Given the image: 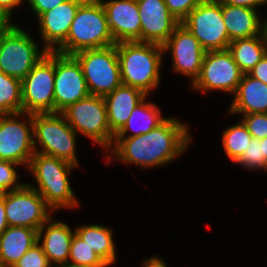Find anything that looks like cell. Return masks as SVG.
Instances as JSON below:
<instances>
[{
  "label": "cell",
  "mask_w": 267,
  "mask_h": 267,
  "mask_svg": "<svg viewBox=\"0 0 267 267\" xmlns=\"http://www.w3.org/2000/svg\"><path fill=\"white\" fill-rule=\"evenodd\" d=\"M188 128L185 123L169 116L157 128L146 134L114 138L108 152V161L114 157L116 161L145 169L170 164L187 150L192 141Z\"/></svg>",
  "instance_id": "6da1fadb"
},
{
  "label": "cell",
  "mask_w": 267,
  "mask_h": 267,
  "mask_svg": "<svg viewBox=\"0 0 267 267\" xmlns=\"http://www.w3.org/2000/svg\"><path fill=\"white\" fill-rule=\"evenodd\" d=\"M117 55L122 85L138 88L146 95L158 88L163 46L146 42H119Z\"/></svg>",
  "instance_id": "7a4b0ae2"
},
{
  "label": "cell",
  "mask_w": 267,
  "mask_h": 267,
  "mask_svg": "<svg viewBox=\"0 0 267 267\" xmlns=\"http://www.w3.org/2000/svg\"><path fill=\"white\" fill-rule=\"evenodd\" d=\"M76 167L63 159L35 152L27 170L33 175L37 186L26 184L35 189L54 212L61 208L78 207L79 200L68 178Z\"/></svg>",
  "instance_id": "3957f363"
},
{
  "label": "cell",
  "mask_w": 267,
  "mask_h": 267,
  "mask_svg": "<svg viewBox=\"0 0 267 267\" xmlns=\"http://www.w3.org/2000/svg\"><path fill=\"white\" fill-rule=\"evenodd\" d=\"M114 44L101 2L85 0L75 14L66 40L55 52L74 55L82 50L105 48Z\"/></svg>",
  "instance_id": "277c9868"
},
{
  "label": "cell",
  "mask_w": 267,
  "mask_h": 267,
  "mask_svg": "<svg viewBox=\"0 0 267 267\" xmlns=\"http://www.w3.org/2000/svg\"><path fill=\"white\" fill-rule=\"evenodd\" d=\"M33 133L35 152L79 166L76 154L77 133L62 113L33 114Z\"/></svg>",
  "instance_id": "5b68a950"
},
{
  "label": "cell",
  "mask_w": 267,
  "mask_h": 267,
  "mask_svg": "<svg viewBox=\"0 0 267 267\" xmlns=\"http://www.w3.org/2000/svg\"><path fill=\"white\" fill-rule=\"evenodd\" d=\"M41 51L25 30L9 23L0 34V71L22 81L48 52Z\"/></svg>",
  "instance_id": "8992f818"
},
{
  "label": "cell",
  "mask_w": 267,
  "mask_h": 267,
  "mask_svg": "<svg viewBox=\"0 0 267 267\" xmlns=\"http://www.w3.org/2000/svg\"><path fill=\"white\" fill-rule=\"evenodd\" d=\"M70 127L78 134L100 145L104 151L111 149L114 133L107 120V107L104 97L89 95L70 104L61 112Z\"/></svg>",
  "instance_id": "52a82bcc"
},
{
  "label": "cell",
  "mask_w": 267,
  "mask_h": 267,
  "mask_svg": "<svg viewBox=\"0 0 267 267\" xmlns=\"http://www.w3.org/2000/svg\"><path fill=\"white\" fill-rule=\"evenodd\" d=\"M73 56L81 64L90 95L104 97L122 85L117 43L105 48L82 50Z\"/></svg>",
  "instance_id": "ba28073f"
},
{
  "label": "cell",
  "mask_w": 267,
  "mask_h": 267,
  "mask_svg": "<svg viewBox=\"0 0 267 267\" xmlns=\"http://www.w3.org/2000/svg\"><path fill=\"white\" fill-rule=\"evenodd\" d=\"M55 51H48L21 81L22 112L54 113Z\"/></svg>",
  "instance_id": "9c48e42d"
},
{
  "label": "cell",
  "mask_w": 267,
  "mask_h": 267,
  "mask_svg": "<svg viewBox=\"0 0 267 267\" xmlns=\"http://www.w3.org/2000/svg\"><path fill=\"white\" fill-rule=\"evenodd\" d=\"M34 153L33 114H0V160L28 168Z\"/></svg>",
  "instance_id": "30bf717a"
},
{
  "label": "cell",
  "mask_w": 267,
  "mask_h": 267,
  "mask_svg": "<svg viewBox=\"0 0 267 267\" xmlns=\"http://www.w3.org/2000/svg\"><path fill=\"white\" fill-rule=\"evenodd\" d=\"M205 51L227 50L230 44L223 21L222 4L206 0L195 7L181 22Z\"/></svg>",
  "instance_id": "8fae6325"
},
{
  "label": "cell",
  "mask_w": 267,
  "mask_h": 267,
  "mask_svg": "<svg viewBox=\"0 0 267 267\" xmlns=\"http://www.w3.org/2000/svg\"><path fill=\"white\" fill-rule=\"evenodd\" d=\"M243 73L227 50L206 51L199 77L194 81L192 90L207 93L219 90L234 95Z\"/></svg>",
  "instance_id": "7c38bea8"
},
{
  "label": "cell",
  "mask_w": 267,
  "mask_h": 267,
  "mask_svg": "<svg viewBox=\"0 0 267 267\" xmlns=\"http://www.w3.org/2000/svg\"><path fill=\"white\" fill-rule=\"evenodd\" d=\"M5 214L8 226L39 230L54 211L44 198L26 183L16 191L4 193Z\"/></svg>",
  "instance_id": "4fadbf2b"
},
{
  "label": "cell",
  "mask_w": 267,
  "mask_h": 267,
  "mask_svg": "<svg viewBox=\"0 0 267 267\" xmlns=\"http://www.w3.org/2000/svg\"><path fill=\"white\" fill-rule=\"evenodd\" d=\"M90 95L81 64L73 55L55 52L54 113Z\"/></svg>",
  "instance_id": "5bb4252c"
},
{
  "label": "cell",
  "mask_w": 267,
  "mask_h": 267,
  "mask_svg": "<svg viewBox=\"0 0 267 267\" xmlns=\"http://www.w3.org/2000/svg\"><path fill=\"white\" fill-rule=\"evenodd\" d=\"M164 53L172 55V70L191 79V85L199 77L206 51L199 41L181 23L162 45Z\"/></svg>",
  "instance_id": "9a60e30c"
},
{
  "label": "cell",
  "mask_w": 267,
  "mask_h": 267,
  "mask_svg": "<svg viewBox=\"0 0 267 267\" xmlns=\"http://www.w3.org/2000/svg\"><path fill=\"white\" fill-rule=\"evenodd\" d=\"M104 8L108 28L115 41L141 42V20L137 0H99Z\"/></svg>",
  "instance_id": "2e32d148"
},
{
  "label": "cell",
  "mask_w": 267,
  "mask_h": 267,
  "mask_svg": "<svg viewBox=\"0 0 267 267\" xmlns=\"http://www.w3.org/2000/svg\"><path fill=\"white\" fill-rule=\"evenodd\" d=\"M141 20V42L163 45L180 22L164 0H137Z\"/></svg>",
  "instance_id": "e0dca14e"
},
{
  "label": "cell",
  "mask_w": 267,
  "mask_h": 267,
  "mask_svg": "<svg viewBox=\"0 0 267 267\" xmlns=\"http://www.w3.org/2000/svg\"><path fill=\"white\" fill-rule=\"evenodd\" d=\"M85 0H66L38 17L43 49L55 51L67 38L79 6Z\"/></svg>",
  "instance_id": "ac0fdd59"
},
{
  "label": "cell",
  "mask_w": 267,
  "mask_h": 267,
  "mask_svg": "<svg viewBox=\"0 0 267 267\" xmlns=\"http://www.w3.org/2000/svg\"><path fill=\"white\" fill-rule=\"evenodd\" d=\"M52 219L51 216L38 230V243L50 265L61 267L68 264L70 246L75 231H72L67 223L53 222Z\"/></svg>",
  "instance_id": "d6986e66"
},
{
  "label": "cell",
  "mask_w": 267,
  "mask_h": 267,
  "mask_svg": "<svg viewBox=\"0 0 267 267\" xmlns=\"http://www.w3.org/2000/svg\"><path fill=\"white\" fill-rule=\"evenodd\" d=\"M146 97L140 89L125 85L104 96L108 125L114 134L126 124L134 108Z\"/></svg>",
  "instance_id": "ffe728a7"
},
{
  "label": "cell",
  "mask_w": 267,
  "mask_h": 267,
  "mask_svg": "<svg viewBox=\"0 0 267 267\" xmlns=\"http://www.w3.org/2000/svg\"><path fill=\"white\" fill-rule=\"evenodd\" d=\"M228 114L267 113V85L243 74Z\"/></svg>",
  "instance_id": "44dd1931"
},
{
  "label": "cell",
  "mask_w": 267,
  "mask_h": 267,
  "mask_svg": "<svg viewBox=\"0 0 267 267\" xmlns=\"http://www.w3.org/2000/svg\"><path fill=\"white\" fill-rule=\"evenodd\" d=\"M256 9L222 4L223 21L230 42L257 36L262 31V17Z\"/></svg>",
  "instance_id": "7402d4cb"
},
{
  "label": "cell",
  "mask_w": 267,
  "mask_h": 267,
  "mask_svg": "<svg viewBox=\"0 0 267 267\" xmlns=\"http://www.w3.org/2000/svg\"><path fill=\"white\" fill-rule=\"evenodd\" d=\"M36 243H38V230L9 226L0 235V267H13Z\"/></svg>",
  "instance_id": "603a6c76"
},
{
  "label": "cell",
  "mask_w": 267,
  "mask_h": 267,
  "mask_svg": "<svg viewBox=\"0 0 267 267\" xmlns=\"http://www.w3.org/2000/svg\"><path fill=\"white\" fill-rule=\"evenodd\" d=\"M147 97L132 111L126 124L114 135V138H129L146 134L162 124L167 117H163L159 106ZM132 131L133 133L129 134ZM127 136V137H126Z\"/></svg>",
  "instance_id": "cb8c5ba5"
},
{
  "label": "cell",
  "mask_w": 267,
  "mask_h": 267,
  "mask_svg": "<svg viewBox=\"0 0 267 267\" xmlns=\"http://www.w3.org/2000/svg\"><path fill=\"white\" fill-rule=\"evenodd\" d=\"M74 231L108 266L115 264L117 260L116 245L114 244L113 231L110 227L85 224L77 226Z\"/></svg>",
  "instance_id": "d4e9b609"
},
{
  "label": "cell",
  "mask_w": 267,
  "mask_h": 267,
  "mask_svg": "<svg viewBox=\"0 0 267 267\" xmlns=\"http://www.w3.org/2000/svg\"><path fill=\"white\" fill-rule=\"evenodd\" d=\"M228 51L243 74H248L267 53L262 33L230 42Z\"/></svg>",
  "instance_id": "484cf974"
},
{
  "label": "cell",
  "mask_w": 267,
  "mask_h": 267,
  "mask_svg": "<svg viewBox=\"0 0 267 267\" xmlns=\"http://www.w3.org/2000/svg\"><path fill=\"white\" fill-rule=\"evenodd\" d=\"M22 112L21 80L0 71V114Z\"/></svg>",
  "instance_id": "4316f807"
},
{
  "label": "cell",
  "mask_w": 267,
  "mask_h": 267,
  "mask_svg": "<svg viewBox=\"0 0 267 267\" xmlns=\"http://www.w3.org/2000/svg\"><path fill=\"white\" fill-rule=\"evenodd\" d=\"M253 137L248 132L242 121L224 129L222 133V145L225 154L232 161L236 162L244 153Z\"/></svg>",
  "instance_id": "83f0119b"
},
{
  "label": "cell",
  "mask_w": 267,
  "mask_h": 267,
  "mask_svg": "<svg viewBox=\"0 0 267 267\" xmlns=\"http://www.w3.org/2000/svg\"><path fill=\"white\" fill-rule=\"evenodd\" d=\"M68 263L93 267H109L102 258L75 233L72 237Z\"/></svg>",
  "instance_id": "f1b7e54d"
},
{
  "label": "cell",
  "mask_w": 267,
  "mask_h": 267,
  "mask_svg": "<svg viewBox=\"0 0 267 267\" xmlns=\"http://www.w3.org/2000/svg\"><path fill=\"white\" fill-rule=\"evenodd\" d=\"M235 163L252 171L257 169L267 171V161L264 157L260 140L253 138L244 153Z\"/></svg>",
  "instance_id": "f546056e"
},
{
  "label": "cell",
  "mask_w": 267,
  "mask_h": 267,
  "mask_svg": "<svg viewBox=\"0 0 267 267\" xmlns=\"http://www.w3.org/2000/svg\"><path fill=\"white\" fill-rule=\"evenodd\" d=\"M18 163L0 160V193L19 190L25 183L18 181Z\"/></svg>",
  "instance_id": "4dcf8cb0"
},
{
  "label": "cell",
  "mask_w": 267,
  "mask_h": 267,
  "mask_svg": "<svg viewBox=\"0 0 267 267\" xmlns=\"http://www.w3.org/2000/svg\"><path fill=\"white\" fill-rule=\"evenodd\" d=\"M243 124L253 138L261 140L267 137V113L244 114Z\"/></svg>",
  "instance_id": "1f68e13d"
},
{
  "label": "cell",
  "mask_w": 267,
  "mask_h": 267,
  "mask_svg": "<svg viewBox=\"0 0 267 267\" xmlns=\"http://www.w3.org/2000/svg\"><path fill=\"white\" fill-rule=\"evenodd\" d=\"M13 267H52L39 243L30 248Z\"/></svg>",
  "instance_id": "d6a6232c"
},
{
  "label": "cell",
  "mask_w": 267,
  "mask_h": 267,
  "mask_svg": "<svg viewBox=\"0 0 267 267\" xmlns=\"http://www.w3.org/2000/svg\"><path fill=\"white\" fill-rule=\"evenodd\" d=\"M206 0H164L168 10L181 23L200 3Z\"/></svg>",
  "instance_id": "836d02e7"
},
{
  "label": "cell",
  "mask_w": 267,
  "mask_h": 267,
  "mask_svg": "<svg viewBox=\"0 0 267 267\" xmlns=\"http://www.w3.org/2000/svg\"><path fill=\"white\" fill-rule=\"evenodd\" d=\"M30 5V9L38 18L42 13L50 11L59 4L66 0H27Z\"/></svg>",
  "instance_id": "e575fe53"
},
{
  "label": "cell",
  "mask_w": 267,
  "mask_h": 267,
  "mask_svg": "<svg viewBox=\"0 0 267 267\" xmlns=\"http://www.w3.org/2000/svg\"><path fill=\"white\" fill-rule=\"evenodd\" d=\"M249 76L262 81L267 85V53L248 73Z\"/></svg>",
  "instance_id": "d590c367"
},
{
  "label": "cell",
  "mask_w": 267,
  "mask_h": 267,
  "mask_svg": "<svg viewBox=\"0 0 267 267\" xmlns=\"http://www.w3.org/2000/svg\"><path fill=\"white\" fill-rule=\"evenodd\" d=\"M24 0H0V15L9 23L12 21V13Z\"/></svg>",
  "instance_id": "8d00e7d4"
},
{
  "label": "cell",
  "mask_w": 267,
  "mask_h": 267,
  "mask_svg": "<svg viewBox=\"0 0 267 267\" xmlns=\"http://www.w3.org/2000/svg\"><path fill=\"white\" fill-rule=\"evenodd\" d=\"M221 4L231 6L249 7L256 9L257 7L267 4V0H218Z\"/></svg>",
  "instance_id": "74e56055"
},
{
  "label": "cell",
  "mask_w": 267,
  "mask_h": 267,
  "mask_svg": "<svg viewBox=\"0 0 267 267\" xmlns=\"http://www.w3.org/2000/svg\"><path fill=\"white\" fill-rule=\"evenodd\" d=\"M8 221L5 214L4 193H0V235L8 228Z\"/></svg>",
  "instance_id": "f35d334b"
},
{
  "label": "cell",
  "mask_w": 267,
  "mask_h": 267,
  "mask_svg": "<svg viewBox=\"0 0 267 267\" xmlns=\"http://www.w3.org/2000/svg\"><path fill=\"white\" fill-rule=\"evenodd\" d=\"M142 263L143 265L141 267H167L163 259L158 257L157 255H154L149 259L148 258L144 259Z\"/></svg>",
  "instance_id": "ab89813d"
},
{
  "label": "cell",
  "mask_w": 267,
  "mask_h": 267,
  "mask_svg": "<svg viewBox=\"0 0 267 267\" xmlns=\"http://www.w3.org/2000/svg\"><path fill=\"white\" fill-rule=\"evenodd\" d=\"M264 42H265V47L267 49V18L262 21V31H261Z\"/></svg>",
  "instance_id": "60d3db41"
},
{
  "label": "cell",
  "mask_w": 267,
  "mask_h": 267,
  "mask_svg": "<svg viewBox=\"0 0 267 267\" xmlns=\"http://www.w3.org/2000/svg\"><path fill=\"white\" fill-rule=\"evenodd\" d=\"M9 22L0 15V34L8 26Z\"/></svg>",
  "instance_id": "b9f144b4"
},
{
  "label": "cell",
  "mask_w": 267,
  "mask_h": 267,
  "mask_svg": "<svg viewBox=\"0 0 267 267\" xmlns=\"http://www.w3.org/2000/svg\"><path fill=\"white\" fill-rule=\"evenodd\" d=\"M260 143L262 144L263 154L267 161V137L260 140Z\"/></svg>",
  "instance_id": "7bdbcfd3"
},
{
  "label": "cell",
  "mask_w": 267,
  "mask_h": 267,
  "mask_svg": "<svg viewBox=\"0 0 267 267\" xmlns=\"http://www.w3.org/2000/svg\"><path fill=\"white\" fill-rule=\"evenodd\" d=\"M61 267H93V266H84V265H75V264H66Z\"/></svg>",
  "instance_id": "ee69618b"
}]
</instances>
